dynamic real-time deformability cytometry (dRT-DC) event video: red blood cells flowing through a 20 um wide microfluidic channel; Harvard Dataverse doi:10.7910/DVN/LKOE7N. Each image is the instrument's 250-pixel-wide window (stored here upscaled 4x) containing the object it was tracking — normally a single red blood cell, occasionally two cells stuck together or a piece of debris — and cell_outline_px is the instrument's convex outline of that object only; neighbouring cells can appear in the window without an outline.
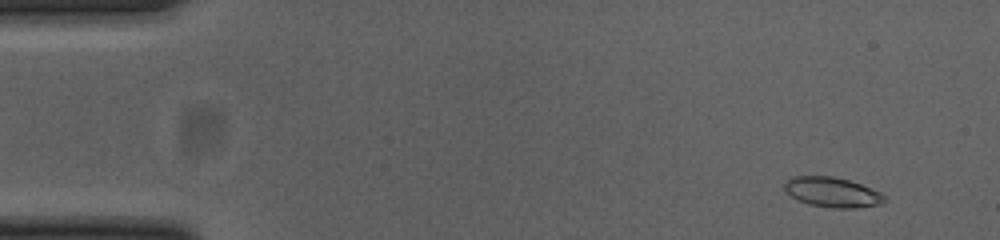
{"species": "common noctule bat (a hibernating species)", "species_latin": "Nyctalus noctula", "temperature_condition": "cold", "stored_images_in_passage": 53, "camera_frame_rate_fps": 3000, "um_per_image_px": 0.085, "animal": {"sex": "female", "body_mass_g": 23.0, "forearm_length_mm": 53.4}, "frame": {"image": 1, "passage_image": 4, "time_ms": 1.0, "image_size_px": [1000, 240], "cell_outline_px": [[888, 200], [880, 204], [856, 208], [832, 208], [808, 204], [784, 192], [784, 184], [792, 176], [832, 176], [848, 180], [860, 184], [880, 192]], "centroid_in_image_um": [70.74, 16.34], "position_along_channel_um": 14.3, "area_um2": 17.4}}
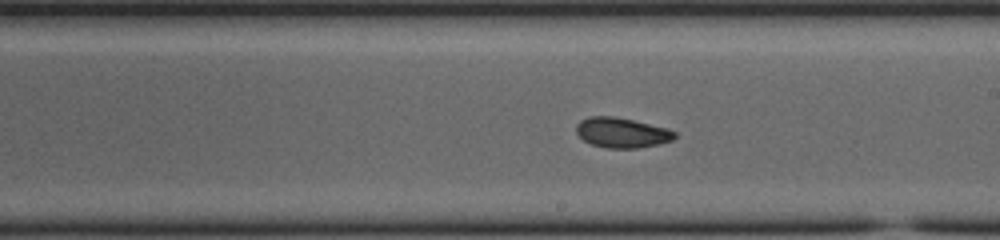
{"frame": {"image": 2, "passage_image": 30, "time_ms": 9.667, "image_size_px": [1000, 240], "cell_outline_px": [[676, 136], [672, 140], [660, 144], [636, 148], [608, 148], [592, 144], [584, 140], [576, 132], [576, 124], [580, 120], [588, 116], [612, 116], [632, 120], [668, 128], [676, 132]], "centroid_in_image_um": [52.86, 11.27], "position_along_channel_um": 236.1, "area_um2": 17.22}}
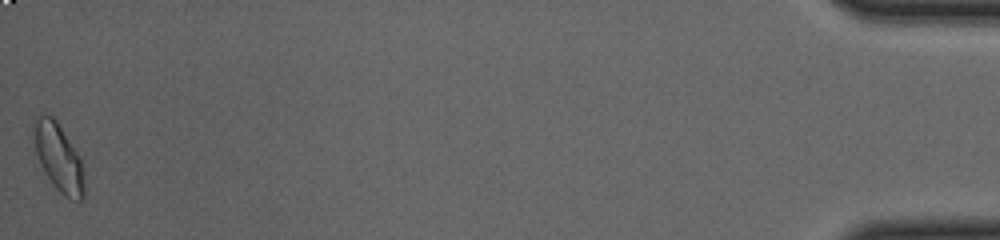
{"frame": {"image": 3, "passage_image": 53, "time_ms": 17.333, "image_size_px": [1000, 240], "cell_outline_px": [[84, 200], [72, 200], [64, 196], [52, 184], [44, 172], [40, 164], [28, 136], [36, 120], [40, 116], [52, 116], [56, 120], [80, 156], [84, 188]], "centroid_in_image_um": [4.92, 13.38], "position_along_channel_um": 430.3, "area_um2": 20.23}, "authors_computed_cell_mechanics": {"area_um2": 17.3978, "velocity_mm_per_s": 3.8352, "shape_relaxation_time_tau1_ms": 3.0502, "shape_relaxation_time_tau2_ms": 2.9963, "deformation_change_tau1": 0.1116, "deformation_change_tau2": 0.0806}}